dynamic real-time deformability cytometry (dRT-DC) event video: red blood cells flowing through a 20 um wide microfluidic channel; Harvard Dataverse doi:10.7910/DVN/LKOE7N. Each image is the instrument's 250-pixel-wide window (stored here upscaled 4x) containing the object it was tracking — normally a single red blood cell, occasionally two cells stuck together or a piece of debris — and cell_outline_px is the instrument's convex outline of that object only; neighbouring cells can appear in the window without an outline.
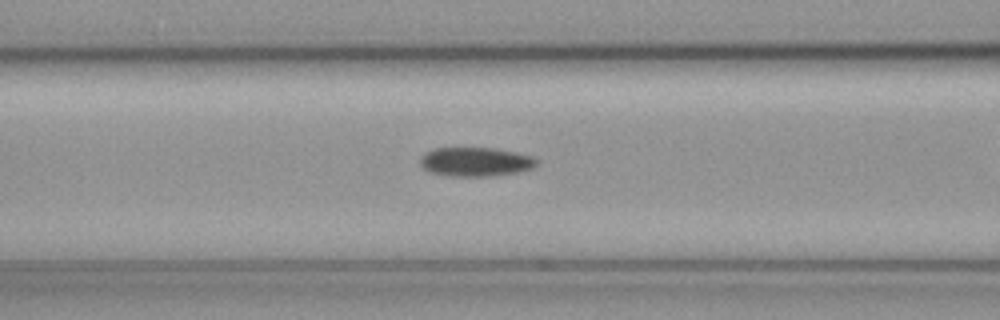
{"species": "common noctule bat (a hibernating species)", "species_latin": "Nyctalus noctula", "temperature_condition": "cold", "stored_images_in_passage": 32, "camera_frame_rate_fps": 3000, "um_per_image_px": 0.085, "animal": {"sex": "female", "body_mass_g": 19.3, "forearm_length_mm": 54.1}, "frame": {"image": 1, "passage_image": 10, "time_ms": 3.0, "image_size_px": [1000, 320], "cell_outline_px": [[536, 164], [532, 168], [520, 172], [492, 176], [448, 176], [428, 172], [420, 164], [420, 160], [424, 152], [436, 148], [492, 148], [516, 152], [532, 156], [536, 160]], "centroid_in_image_um": [40.4, 13.76], "position_along_channel_um": 126.2, "area_um2": 19.77}}
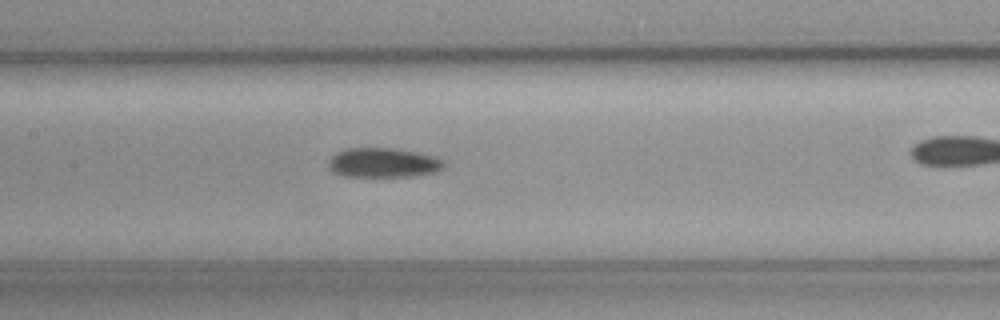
{"frame": {"image": 2, "passage_image": 14, "time_ms": 4.333, "image_size_px": [1000, 320], "cell_outline_px": [[444, 168], [436, 172], [412, 176], [344, 176], [332, 172], [328, 168], [328, 160], [336, 152], [348, 148], [392, 148], [416, 152], [432, 156], [444, 160]], "centroid_in_image_um": [32.55, 13.83], "position_along_channel_um": 174.9, "area_um2": 19.88}}